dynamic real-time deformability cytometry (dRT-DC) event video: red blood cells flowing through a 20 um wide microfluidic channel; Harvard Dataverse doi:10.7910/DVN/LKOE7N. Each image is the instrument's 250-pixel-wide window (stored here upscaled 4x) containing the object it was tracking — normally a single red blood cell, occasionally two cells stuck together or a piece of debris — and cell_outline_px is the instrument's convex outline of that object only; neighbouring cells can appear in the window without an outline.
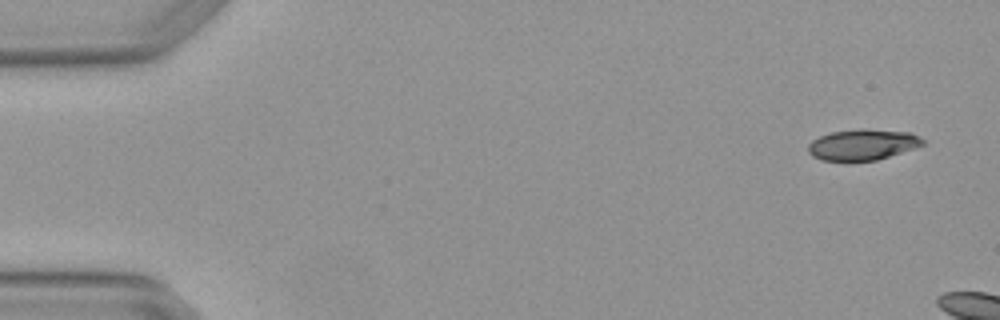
{"species": "Egyptian fruit bat (a non-hibernating species)", "species_latin": "Rousettus aegyptiacus", "temperature_condition": "warm", "stored_images_in_passage": 2, "camera_frame_rate_fps": 3000, "um_per_image_px": 0.085, "animal": {"sex": "female"}, "frame": {"image": 1, "passage_image": 1, "time_ms": 0.0, "image_size_px": [1000, 320], "cell_outline_px": [[924, 144], [916, 148], [876, 160], [820, 160], [812, 156], [808, 152], [808, 144], [812, 140], [820, 136], [832, 132], [860, 128], [864, 128], [912, 132], [920, 136], [924, 140]], "centroid_in_image_um": [73.35, 12.27], "position_along_channel_um": 11.6, "area_um2": 20.75}}